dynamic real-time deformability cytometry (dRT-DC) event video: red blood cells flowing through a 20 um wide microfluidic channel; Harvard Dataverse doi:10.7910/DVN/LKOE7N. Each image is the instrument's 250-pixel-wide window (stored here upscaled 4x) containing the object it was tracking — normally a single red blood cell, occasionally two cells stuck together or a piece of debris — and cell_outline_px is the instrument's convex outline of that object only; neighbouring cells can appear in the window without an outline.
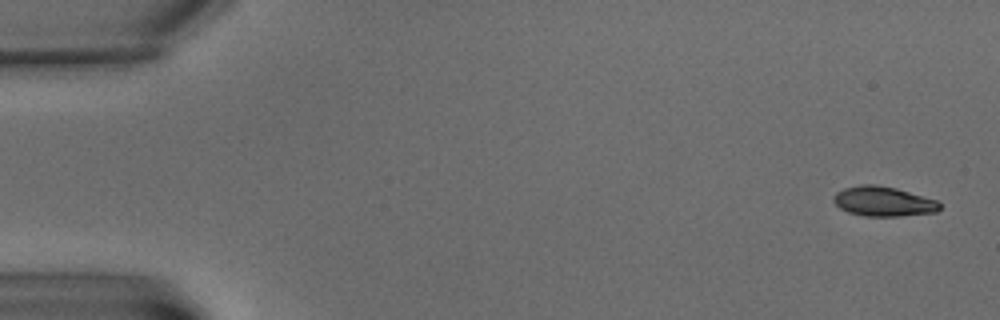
{"species": "common noctule bat (a hibernating species)", "species_latin": "Nyctalus noctula", "temperature_condition": "warm", "stored_images_in_passage": 3, "camera_frame_rate_fps": 3000, "um_per_image_px": 0.085, "animal": {"sex": "male", "body_mass_g": 15.6}, "frame": {"image": 1, "passage_image": 1, "time_ms": 0.0, "image_size_px": [1000, 320], "cell_outline_px": [[940, 208], [936, 212], [900, 216], [864, 216], [848, 212], [840, 208], [832, 200], [832, 196], [836, 192], [844, 188], [860, 184], [876, 184], [896, 188], [936, 200], [940, 204]], "centroid_in_image_um": [75.04, 17.11], "position_along_channel_um": 10.0, "area_um2": 18.44}}